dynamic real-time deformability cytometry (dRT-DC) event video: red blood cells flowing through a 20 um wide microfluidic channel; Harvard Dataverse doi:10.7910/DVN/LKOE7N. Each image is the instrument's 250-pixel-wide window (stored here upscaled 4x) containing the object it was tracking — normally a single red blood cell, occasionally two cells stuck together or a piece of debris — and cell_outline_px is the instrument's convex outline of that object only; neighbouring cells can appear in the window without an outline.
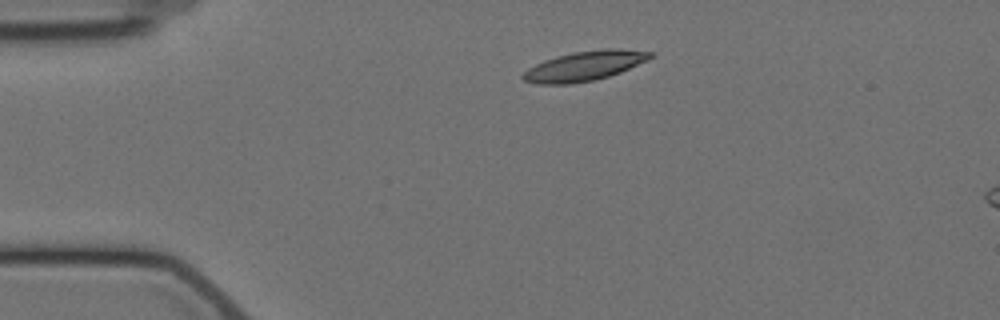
{"species": "Egyptian fruit bat (a non-hibernating species)", "species_latin": "Rousettus aegyptiacus", "temperature_condition": "cold", "stored_images_in_passage": 4, "camera_frame_rate_fps": 3000, "um_per_image_px": 0.085, "animal": {"sex": "female"}, "frame": {"image": 1, "passage_image": 2, "time_ms": 1.333, "image_size_px": [1000, 320], "cell_outline_px": [[652, 56], [648, 60], [620, 72], [608, 76], [592, 80], [572, 84], [536, 84], [524, 80], [520, 76], [528, 68], [544, 60], [556, 56], [572, 52], [608, 48], [620, 48], [652, 52]], "centroid_in_image_um": [49.66, 5.6], "position_along_channel_um": 35.3, "area_um2": 21.96}}